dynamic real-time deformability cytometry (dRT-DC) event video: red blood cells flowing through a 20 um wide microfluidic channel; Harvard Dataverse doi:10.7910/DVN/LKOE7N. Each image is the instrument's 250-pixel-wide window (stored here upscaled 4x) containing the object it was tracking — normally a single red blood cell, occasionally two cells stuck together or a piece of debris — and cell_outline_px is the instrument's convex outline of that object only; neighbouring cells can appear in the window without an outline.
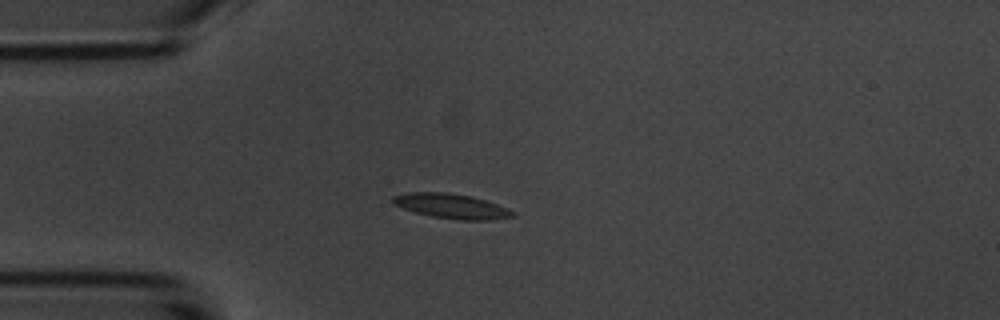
{"species": "common noctule bat (a hibernating species)", "species_latin": "Nyctalus noctula", "temperature_condition": "room temperature", "stored_images_in_passage": 6, "camera_frame_rate_fps": 3000, "um_per_image_px": 0.085, "animal": {"sex": "male", "body_mass_g": 20.1, "forearm_length_mm": 53.5}, "frame": {"image": 1, "passage_image": 4, "time_ms": 3.667, "image_size_px": [1000, 320], "cell_outline_px": [[516, 216], [488, 220], [460, 220], [432, 216], [416, 212], [392, 204], [392, 196], [408, 192], [448, 192], [472, 196], [508, 208]], "centroid_in_image_um": [38.35, 17.51], "position_along_channel_um": 46.7, "area_um2": 17.17}}